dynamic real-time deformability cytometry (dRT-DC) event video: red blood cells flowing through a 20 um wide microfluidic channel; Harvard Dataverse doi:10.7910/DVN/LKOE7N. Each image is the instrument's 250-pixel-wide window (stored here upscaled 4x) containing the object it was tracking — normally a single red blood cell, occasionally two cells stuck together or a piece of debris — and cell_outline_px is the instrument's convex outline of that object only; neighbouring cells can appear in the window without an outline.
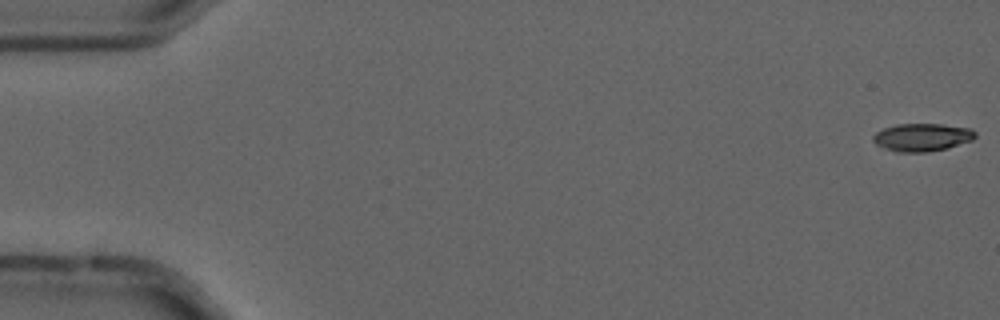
{"species": "common noctule bat (a hibernating species)", "species_latin": "Nyctalus noctula", "temperature_condition": "cold", "stored_images_in_passage": 17, "camera_frame_rate_fps": 3000, "um_per_image_px": 0.085, "animal": {"sex": "male", "forearm_length_mm": 52.5}, "frame": {"image": 1, "passage_image": 1, "time_ms": 0.0, "image_size_px": [1000, 320], "cell_outline_px": [[976, 136], [972, 140], [948, 148], [928, 152], [896, 152], [884, 148], [876, 144], [872, 140], [872, 136], [876, 132], [884, 128], [896, 124], [944, 124], [972, 128], [976, 132]], "centroid_in_image_um": [78.39, 11.66], "position_along_channel_um": 6.6, "area_um2": 16.76}}
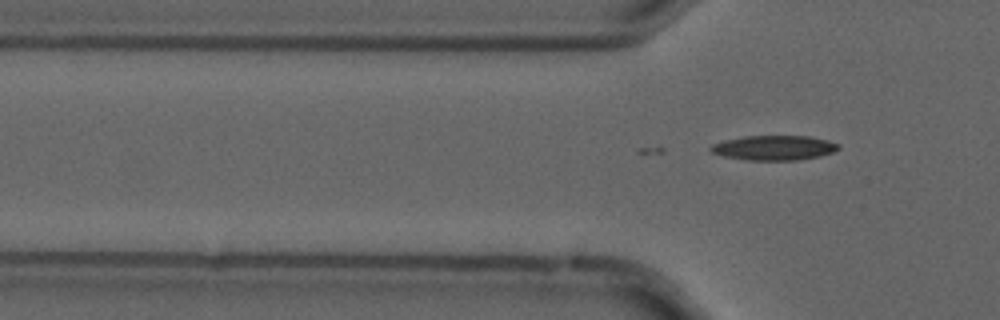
{"frame": {"image": 2, "passage_image": 17, "time_ms": 5.333, "image_size_px": [1000, 320], "cell_outline_px": [[840, 148], [832, 152], [820, 156], [796, 160], [748, 160], [724, 156], [712, 152], [708, 148], [712, 144], [724, 140], [744, 136], [808, 136], [828, 140], [840, 144]], "centroid_in_image_um": [65.8, 12.56], "position_along_channel_um": 60.0, "area_um2": 18.38}}